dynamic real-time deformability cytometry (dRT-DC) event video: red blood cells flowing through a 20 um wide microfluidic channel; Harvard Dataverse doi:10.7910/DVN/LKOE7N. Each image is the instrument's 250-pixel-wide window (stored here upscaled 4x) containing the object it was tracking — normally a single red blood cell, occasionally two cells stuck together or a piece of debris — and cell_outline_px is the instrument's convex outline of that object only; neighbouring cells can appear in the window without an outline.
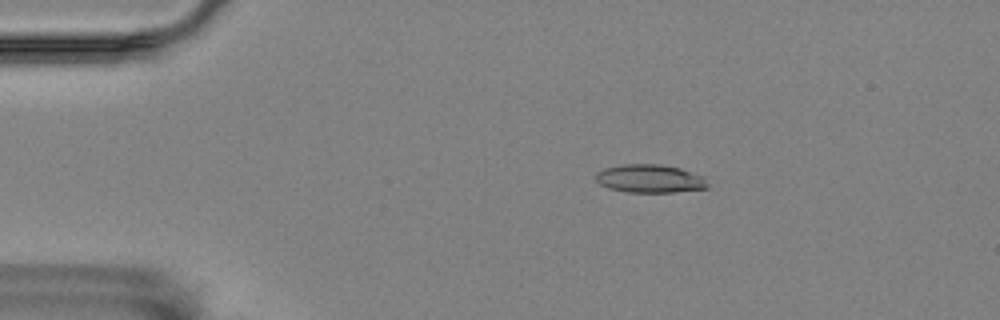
{"species": "Egyptian fruit bat (a non-hibernating species)", "species_latin": "Rousettus aegyptiacus", "temperature_condition": "room temperature", "stored_images_in_passage": 57, "camera_frame_rate_fps": 3000, "um_per_image_px": 0.085, "animal": {"sex": "female"}, "frame": {"image": 1, "passage_image": 11, "time_ms": 3.333, "image_size_px": [1000, 320], "cell_outline_px": [[708, 188], [676, 192], [624, 192], [608, 188], [600, 184], [596, 180], [596, 172], [604, 168], [620, 164], [660, 164], [680, 168], [704, 176], [708, 184]], "centroid_in_image_um": [55.23, 15.18], "position_along_channel_um": 29.8, "area_um2": 18.61}}
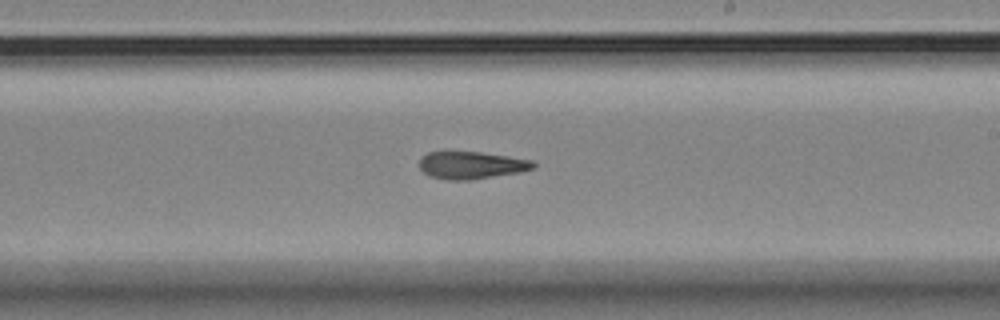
{"frame": {"image": 2, "passage_image": 34, "time_ms": 11.0, "image_size_px": [1000, 320], "cell_outline_px": [[536, 168], [520, 172], [472, 180], [444, 180], [428, 176], [420, 168], [420, 156], [428, 152], [444, 148], [480, 152], [508, 156], [532, 160], [536, 164]], "centroid_in_image_um": [40.0, 14.0], "position_along_channel_um": 249.0, "area_um2": 19.13}}
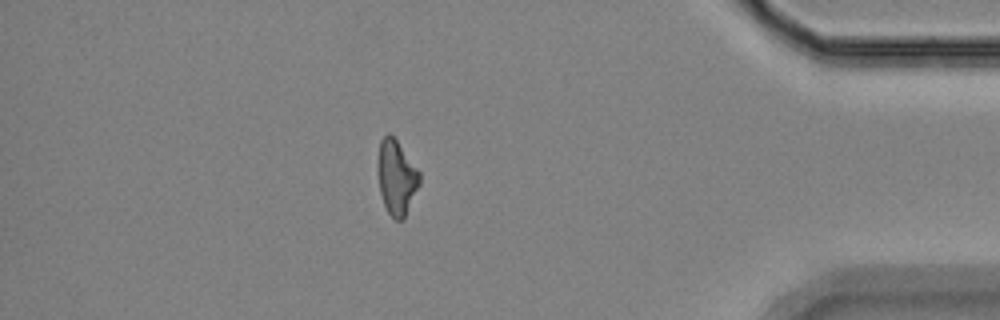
{"frame": {"image": 3, "passage_image": 50, "time_ms": 16.333, "image_size_px": [1000, 320], "cell_outline_px": [[420, 184], [404, 220], [396, 220], [388, 212], [384, 204], [380, 192], [380, 140], [388, 132], [396, 140], [420, 172]], "centroid_in_image_um": [33.75, 15.13], "position_along_channel_um": 401.4, "area_um2": 17.51}, "authors_computed_cell_mechanics": {"area_um2": 18.5538, "velocity_mm_per_s": 3.5466, "shape_relaxation_time_tau1_ms": null, "shape_relaxation_time_tau2_ms": 9.5933, "deformation_change_tau1": null, "deformation_change_tau2": 0.2305}}